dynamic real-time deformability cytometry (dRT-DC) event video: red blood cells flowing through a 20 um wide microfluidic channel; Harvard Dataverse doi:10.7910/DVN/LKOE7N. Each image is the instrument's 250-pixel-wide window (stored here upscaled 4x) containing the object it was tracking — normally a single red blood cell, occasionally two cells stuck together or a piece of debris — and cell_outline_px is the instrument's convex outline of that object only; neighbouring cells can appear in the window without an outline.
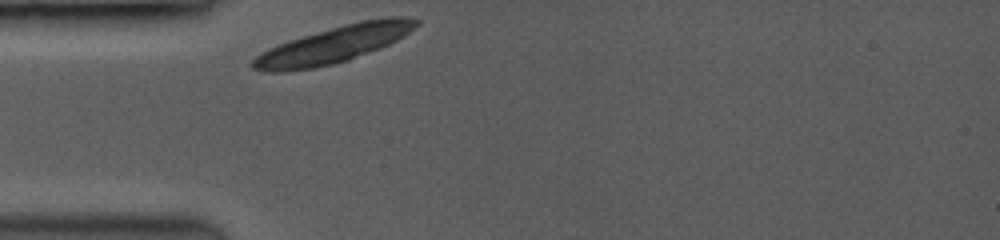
{"species": "common noctule bat (a hibernating species)", "species_latin": "Nyctalus noctula", "temperature_condition": "room temperature", "stored_images_in_passage": 45, "camera_frame_rate_fps": 3500, "um_per_image_px": 0.085, "animal": {"sex": "female", "body_mass_g": 19.0, "forearm_length_mm": 53.3}, "frame": {"image": 1, "passage_image": 1, "time_ms": 0.0, "image_size_px": [1000, 240], "cell_outline_px": [[420, 24], [404, 36], [380, 48], [348, 60], [332, 64], [312, 68], [280, 72], [268, 72], [252, 68], [252, 60], [256, 56], [268, 48], [288, 40], [344, 24], [360, 20], [384, 16], [404, 16], [420, 20]], "centroid_in_image_um": [28.41, 3.76], "position_along_channel_um": 56.6, "area_um2": 34.91}}
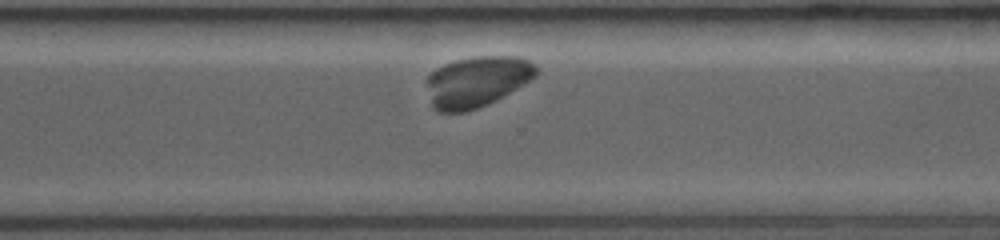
{"frame": {"image": 2, "passage_image": 34, "time_ms": 7.429, "image_size_px": [1000, 240], "cell_outline_px": [[536, 76], [496, 100], [488, 104], [464, 112], [440, 112], [432, 108], [428, 84], [428, 76], [432, 72], [456, 60], [472, 56], [520, 56], [536, 64]], "centroid_in_image_um": [40.56, 6.93], "position_along_channel_um": 330.0, "area_um2": 31.96}}
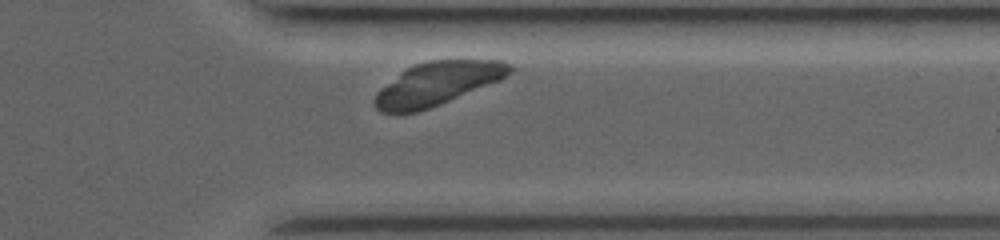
{"frame": {"image": 3, "passage_image": 41, "time_ms": 8.571, "image_size_px": [1000, 240], "cell_outline_px": [[512, 72], [500, 80], [440, 104], [416, 112], [380, 112], [376, 108], [372, 100], [376, 92], [408, 68], [416, 64], [428, 60], [504, 60], [512, 64]], "centroid_in_image_um": [37.2, 7.1], "position_along_channel_um": 374.2, "area_um2": 33.52}}